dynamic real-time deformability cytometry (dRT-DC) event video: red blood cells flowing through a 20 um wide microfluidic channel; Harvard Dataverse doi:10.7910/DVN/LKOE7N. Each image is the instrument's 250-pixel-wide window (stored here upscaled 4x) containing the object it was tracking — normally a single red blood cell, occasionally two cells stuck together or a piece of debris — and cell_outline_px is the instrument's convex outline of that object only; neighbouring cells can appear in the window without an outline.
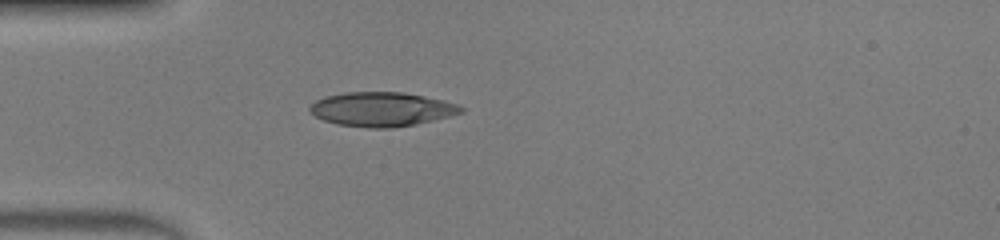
{"species": "human", "species_latin": "Homo sapiens", "temperature_condition": "warm", "stored_images_in_passage": 34, "camera_frame_rate_fps": 3000, "um_per_image_px": 0.085, "donor": {"sex": "male"}, "frame": {"image": 1, "passage_image": 1, "time_ms": 0.0, "image_size_px": [1000, 240], "cell_outline_px": [[464, 112], [452, 116], [416, 124], [388, 128], [372, 128], [336, 124], [324, 120], [316, 116], [308, 108], [316, 100], [324, 96], [344, 92], [404, 92], [444, 100], [456, 104], [464, 108]], "centroid_in_image_um": [32.46, 9.28], "position_along_channel_um": 52.5, "area_um2": 30.17}}
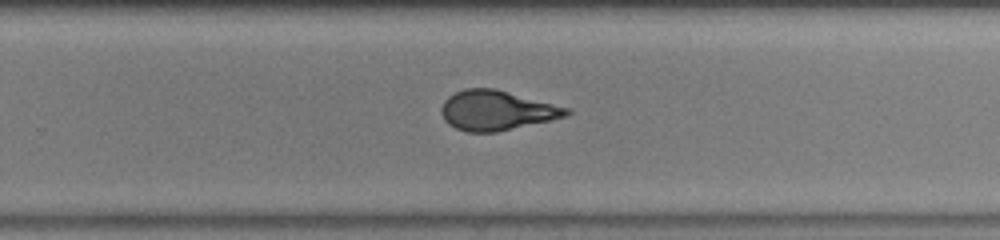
{"frame": {"image": 2, "passage_image": 18, "time_ms": 5.667, "image_size_px": [1000, 240], "cell_outline_px": [[572, 112], [568, 116], [496, 132], [468, 132], [456, 128], [448, 124], [444, 120], [440, 112], [440, 108], [444, 100], [448, 96], [464, 88], [492, 88], [568, 108]], "centroid_in_image_um": [42.16, 9.39], "position_along_channel_um": 287.6, "area_um2": 28.67}}
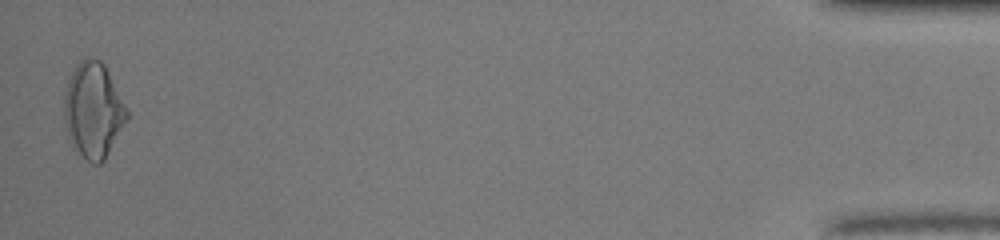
{"frame": {"image": 3, "passage_image": 34, "time_ms": 11.0, "image_size_px": [1000, 240], "cell_outline_px": [[128, 120], [104, 160], [100, 164], [92, 164], [72, 148], [64, 124], [64, 96], [68, 80], [76, 64], [84, 56], [88, 56], [100, 60], [104, 64], [128, 108]], "centroid_in_image_um": [7.93, 9.37], "position_along_channel_um": 427.3, "area_um2": 35.32}, "authors_computed_cell_mechanics": {"area_um2": 29.3335, "velocity_mm_per_s": 4.3247, "shape_relaxation_time_tau1_ms": 9.999, "shape_relaxation_time_tau2_ms": 0.7525, "deformation_change_tau1": 0.3129, "deformation_change_tau2": 0.0806}}